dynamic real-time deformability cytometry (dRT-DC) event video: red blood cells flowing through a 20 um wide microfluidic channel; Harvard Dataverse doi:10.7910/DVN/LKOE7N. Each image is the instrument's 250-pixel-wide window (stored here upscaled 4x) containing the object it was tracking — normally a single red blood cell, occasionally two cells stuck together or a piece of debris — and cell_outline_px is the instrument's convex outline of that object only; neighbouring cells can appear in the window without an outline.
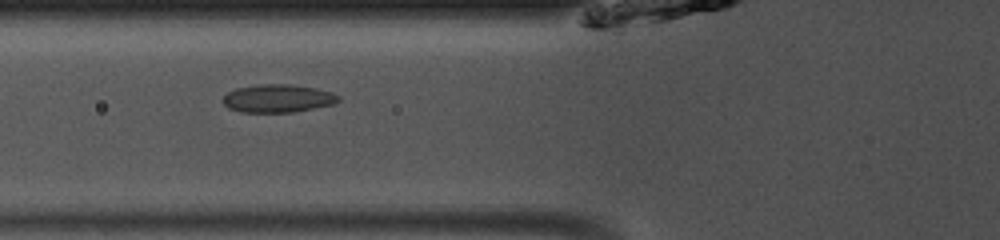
{"species": "common noctule bat (a hibernating species)", "species_latin": "Nyctalus noctula", "temperature_condition": "room temperature", "stored_images_in_passage": 36, "camera_frame_rate_fps": 3000, "um_per_image_px": 0.085, "animal": {"sex": "male", "body_mass_g": 13.0, "forearm_length_mm": 53.1}, "frame": {"image": 1, "passage_image": 6, "time_ms": 1.667, "image_size_px": [1000, 240], "cell_outline_px": [[340, 100], [332, 104], [292, 112], [240, 112], [228, 108], [224, 104], [224, 96], [228, 92], [236, 88], [260, 84], [288, 84], [312, 88], [332, 92], [340, 96]], "centroid_in_image_um": [23.59, 8.36], "position_along_channel_um": 102.2, "area_um2": 18.61}}
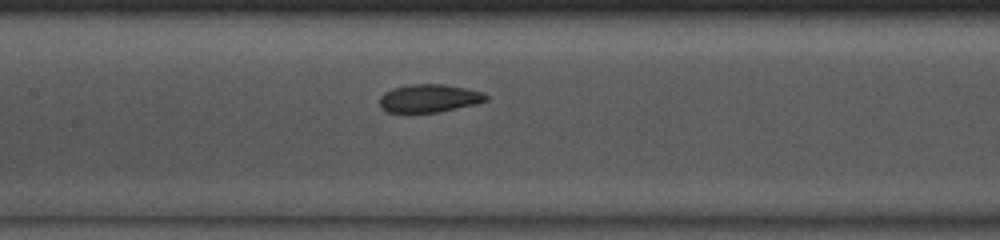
{"frame": {"image": 2, "passage_image": 11, "time_ms": 3.333, "image_size_px": [1000, 240], "cell_outline_px": [[488, 100], [476, 104], [440, 112], [388, 112], [380, 108], [380, 96], [384, 92], [392, 88], [412, 84], [444, 84], [468, 88], [484, 92], [488, 96]], "centroid_in_image_um": [36.5, 8.35], "position_along_channel_um": 170.9, "area_um2": 17.57}, "authors_computed_cell_mechanics": {"area_um2": 18.5249, "velocity_mm_per_s": 4.0847, "shape_relaxation_time_tau1_ms": 3.8909, "shape_relaxation_time_tau2_ms": 1.7206, "deformation_change_tau1": 0.0989, "deformation_change_tau2": 0.0599}}